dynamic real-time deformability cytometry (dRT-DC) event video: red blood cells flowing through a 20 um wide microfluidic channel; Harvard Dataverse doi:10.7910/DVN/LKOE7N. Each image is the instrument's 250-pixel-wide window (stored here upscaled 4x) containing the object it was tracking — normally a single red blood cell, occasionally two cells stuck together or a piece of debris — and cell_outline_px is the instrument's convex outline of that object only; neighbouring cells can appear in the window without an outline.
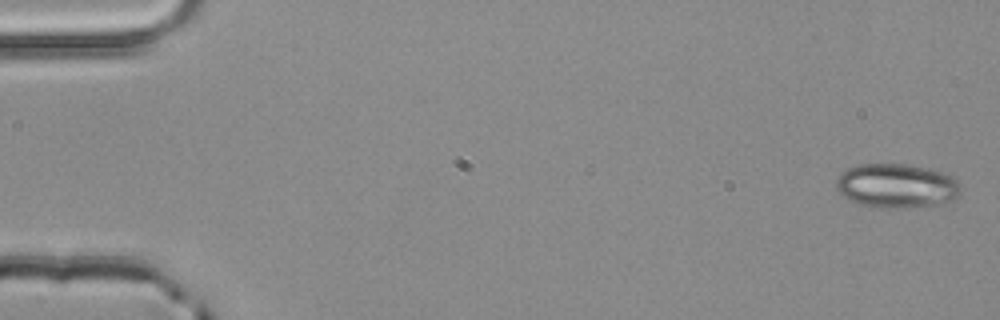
{"species": "common noctule bat (a hibernating species)", "species_latin": "Nyctalus noctula", "temperature_condition": "room temperature", "stored_images_in_passage": 4, "camera_frame_rate_fps": 3000, "um_per_image_px": 0.085, "animal": {"sex": "male", "body_mass_g": 20.4}, "frame": {"image": 1, "passage_image": 1, "time_ms": 0.0, "image_size_px": [1000, 320], "cell_outline_px": [[960, 192], [952, 200], [944, 204], [900, 208], [876, 208], [860, 204], [848, 200], [840, 196], [836, 188], [836, 180], [840, 172], [848, 168], [860, 164], [904, 164], [928, 168], [944, 172], [952, 176], [960, 184]], "centroid_in_image_um": [76.18, 15.8], "position_along_channel_um": 8.8, "area_um2": 32.54}}